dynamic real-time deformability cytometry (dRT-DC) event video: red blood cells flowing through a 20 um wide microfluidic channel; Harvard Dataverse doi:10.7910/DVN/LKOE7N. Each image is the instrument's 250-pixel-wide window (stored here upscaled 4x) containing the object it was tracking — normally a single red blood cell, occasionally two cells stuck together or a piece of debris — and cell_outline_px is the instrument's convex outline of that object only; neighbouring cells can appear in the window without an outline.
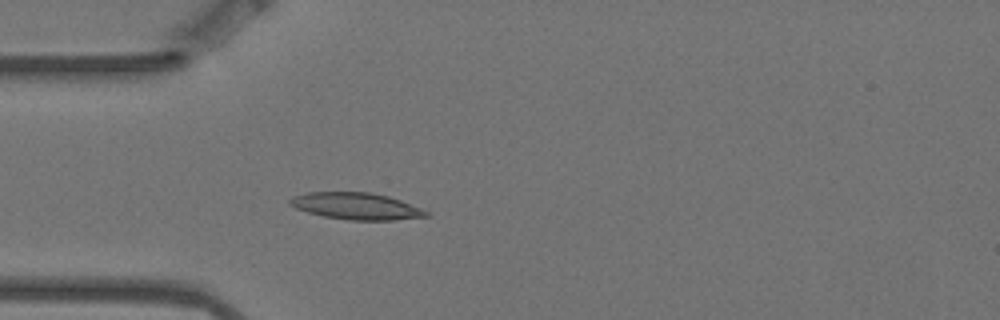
{"species": "Egyptian fruit bat (a non-hibernating species)", "species_latin": "Rousettus aegyptiacus", "temperature_condition": "warm", "stored_images_in_passage": 5, "camera_frame_rate_fps": 3000, "um_per_image_px": 0.085, "animal": {"sex": "female"}, "frame": {"image": 1, "passage_image": 5, "time_ms": 1.333, "image_size_px": [1000, 320], "cell_outline_px": [[432, 216], [392, 220], [348, 220], [324, 216], [308, 212], [296, 208], [288, 204], [288, 200], [292, 196], [304, 192], [372, 192], [388, 196], [400, 200], [420, 208], [428, 212]], "centroid_in_image_um": [30.25, 17.51], "position_along_channel_um": 54.7, "area_um2": 21.33}}